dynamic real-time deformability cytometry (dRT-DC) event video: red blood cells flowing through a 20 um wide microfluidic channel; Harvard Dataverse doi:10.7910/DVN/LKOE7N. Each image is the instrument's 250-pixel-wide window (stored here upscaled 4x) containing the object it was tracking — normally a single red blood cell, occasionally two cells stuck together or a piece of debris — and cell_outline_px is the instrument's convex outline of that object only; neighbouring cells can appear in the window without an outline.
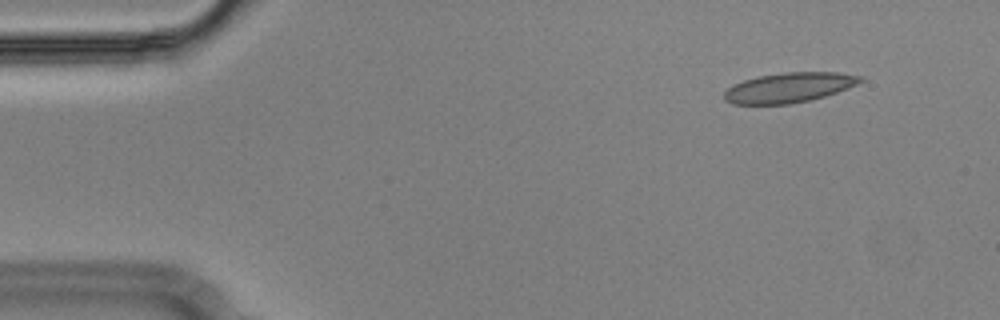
{"species": "Egyptian fruit bat (a non-hibernating species)", "species_latin": "Rousettus aegyptiacus", "temperature_condition": "cold", "stored_images_in_passage": 50, "camera_frame_rate_fps": 3000, "um_per_image_px": 0.085, "animal": {"sex": "male"}, "frame": {"image": 1, "passage_image": 1, "time_ms": 0.0, "image_size_px": [1000, 320], "cell_outline_px": [[864, 80], [848, 88], [824, 96], [808, 100], [788, 104], [732, 104], [724, 100], [724, 92], [732, 84], [744, 80], [760, 76], [784, 72], [836, 72], [860, 76]], "centroid_in_image_um": [67.03, 7.44], "position_along_channel_um": 18.0, "area_um2": 23.52}}
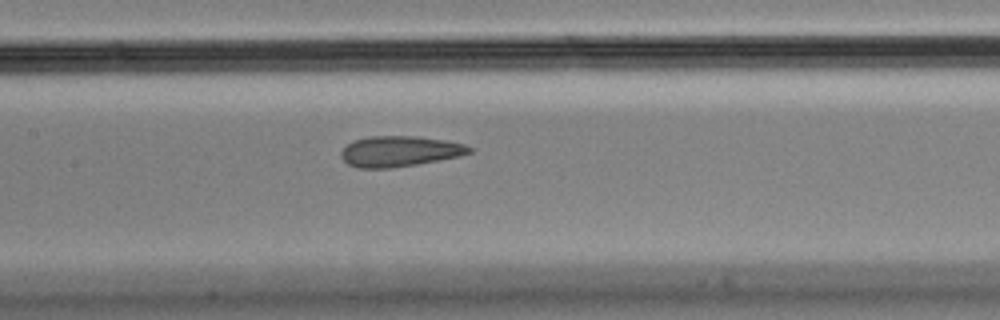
{"frame": {"image": 2, "passage_image": 21, "time_ms": 6.667, "image_size_px": [1000, 320], "cell_outline_px": [[472, 152], [460, 156], [440, 160], [416, 164], [388, 168], [356, 168], [348, 164], [340, 156], [340, 152], [352, 140], [368, 136], [416, 136], [444, 140], [464, 144], [472, 148]], "centroid_in_image_um": [33.94, 12.86], "position_along_channel_um": 173.5, "area_um2": 22.89}}
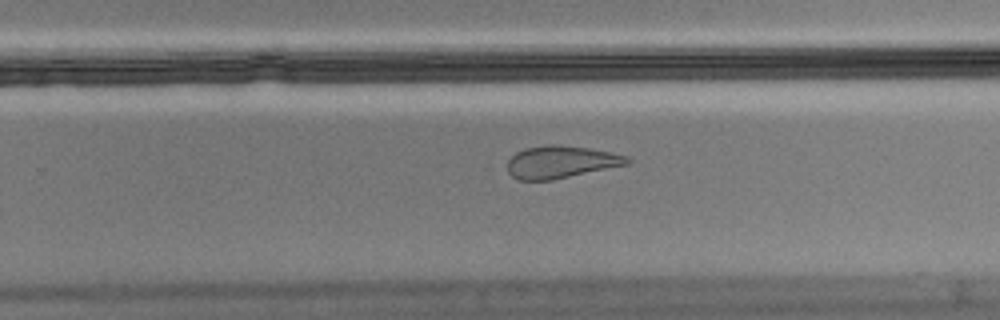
{"frame": {"image": 3, "passage_image": 30, "time_ms": 9.667, "image_size_px": [1000, 320], "cell_outline_px": [[632, 160], [628, 164], [552, 180], [516, 180], [508, 172], [508, 160], [516, 152], [528, 148], [548, 144], [556, 144], [588, 148], [628, 156]], "centroid_in_image_um": [47.66, 13.77], "position_along_channel_um": 282.1, "area_um2": 22.43}, "authors_computed_cell_mechanics": {"area_um2": 24.0159, "velocity_mm_per_s": 3.6394, "shape_relaxation_time_tau1_ms": null, "shape_relaxation_time_tau2_ms": 1.3387, "deformation_change_tau1": null, "deformation_change_tau2": 0.0727}}